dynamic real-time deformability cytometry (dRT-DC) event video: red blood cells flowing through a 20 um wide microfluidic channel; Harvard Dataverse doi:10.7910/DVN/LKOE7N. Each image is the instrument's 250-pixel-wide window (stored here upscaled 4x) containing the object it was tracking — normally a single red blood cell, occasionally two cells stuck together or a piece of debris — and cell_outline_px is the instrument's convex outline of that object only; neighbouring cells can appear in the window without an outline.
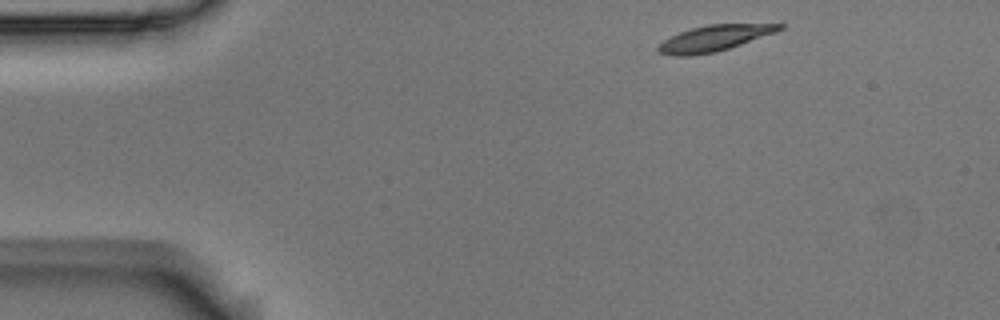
{"species": "Egyptian fruit bat (a non-hibernating species)", "species_latin": "Rousettus aegyptiacus", "temperature_condition": "room temperature", "stored_images_in_passage": 49, "camera_frame_rate_fps": 3000, "um_per_image_px": 0.085, "animal": {"sex": "male"}, "frame": {"image": 1, "passage_image": 1, "time_ms": 0.0, "image_size_px": [1000, 320], "cell_outline_px": [[784, 28], [776, 32], [716, 52], [688, 56], [676, 56], [660, 52], [656, 48], [664, 40], [680, 32], [692, 28], [708, 24], [784, 24]], "centroid_in_image_um": [60.72, 3.24], "position_along_channel_um": 24.3, "area_um2": 17.92}}
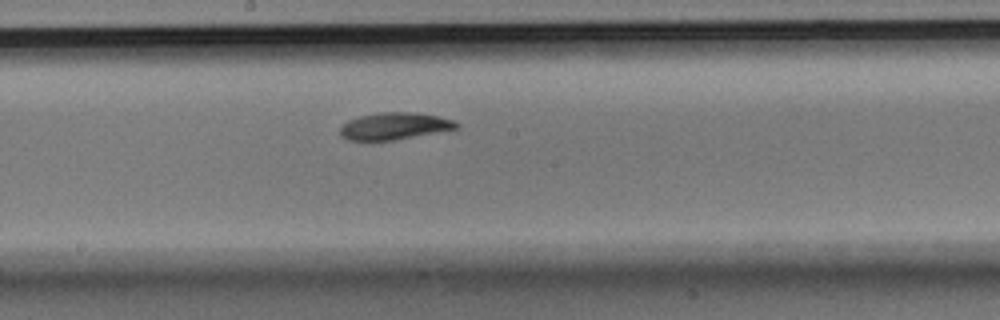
{"frame": {"image": 2, "passage_image": 23, "time_ms": 7.333, "image_size_px": [1000, 320], "cell_outline_px": [[460, 124], [456, 128], [392, 140], [348, 140], [340, 136], [340, 128], [348, 120], [360, 116], [380, 112], [416, 112], [436, 116], [452, 120]], "centroid_in_image_um": [33.47, 10.71], "position_along_channel_um": 214.7, "area_um2": 17.92}}
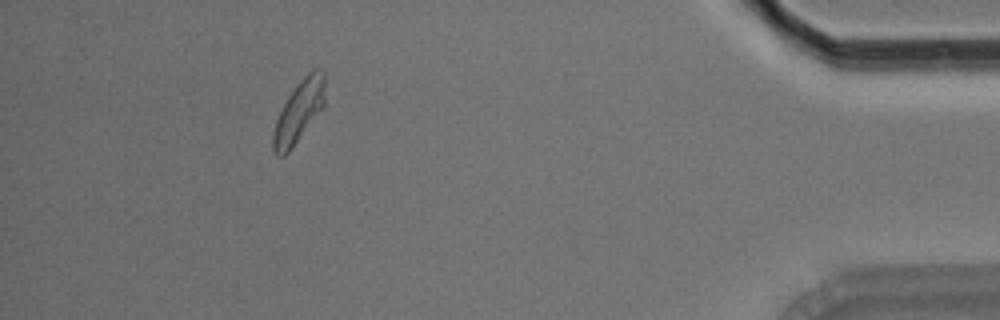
{"frame": {"image": 3, "passage_image": 44, "time_ms": 14.333, "image_size_px": [1000, 320], "cell_outline_px": [[324, 104], [288, 152], [284, 156], [276, 156], [272, 148], [272, 136], [276, 120], [288, 96], [296, 84], [312, 68], [320, 68], [324, 72]], "centroid_in_image_um": [25.38, 9.45], "position_along_channel_um": 409.8, "area_um2": 18.15}, "authors_computed_cell_mechanics": {"area_um2": 18.5538, "velocity_mm_per_s": 3.588, "shape_relaxation_time_tau1_ms": 3.6662, "shape_relaxation_time_tau2_ms": 4.1521, "deformation_change_tau1": 0.1345, "deformation_change_tau2": 0.0658}}